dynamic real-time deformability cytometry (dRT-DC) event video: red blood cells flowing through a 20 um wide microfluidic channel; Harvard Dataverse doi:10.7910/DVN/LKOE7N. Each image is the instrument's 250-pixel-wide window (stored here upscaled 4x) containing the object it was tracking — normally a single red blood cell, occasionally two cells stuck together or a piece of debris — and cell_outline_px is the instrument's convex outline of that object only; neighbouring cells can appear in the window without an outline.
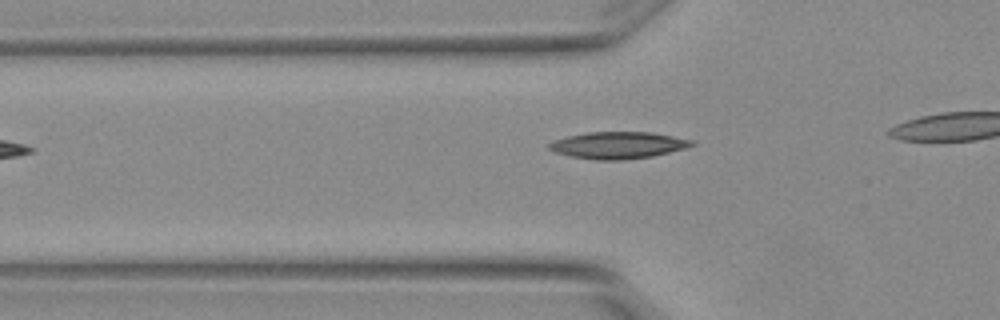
{"species": "Egyptian fruit bat (a non-hibernating species)", "species_latin": "Rousettus aegyptiacus", "temperature_condition": "warm", "stored_images_in_passage": 3, "camera_frame_rate_fps": 3000, "um_per_image_px": 0.085, "animal": {"sex": "female"}, "frame": {"image": 1, "passage_image": 3, "time_ms": 0.667, "image_size_px": [1000, 320], "cell_outline_px": [[696, 144], [684, 148], [652, 156], [624, 160], [596, 160], [568, 156], [556, 152], [548, 148], [548, 144], [556, 140], [568, 136], [588, 132], [652, 132], [696, 140]], "centroid_in_image_um": [52.56, 12.34], "position_along_channel_um": 73.2, "area_um2": 22.31}}